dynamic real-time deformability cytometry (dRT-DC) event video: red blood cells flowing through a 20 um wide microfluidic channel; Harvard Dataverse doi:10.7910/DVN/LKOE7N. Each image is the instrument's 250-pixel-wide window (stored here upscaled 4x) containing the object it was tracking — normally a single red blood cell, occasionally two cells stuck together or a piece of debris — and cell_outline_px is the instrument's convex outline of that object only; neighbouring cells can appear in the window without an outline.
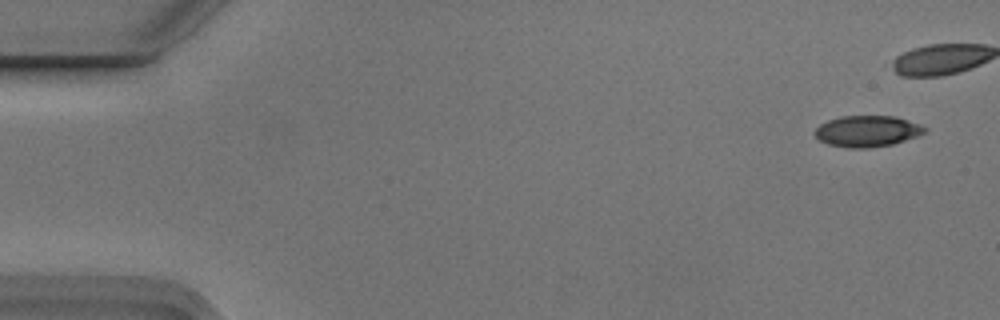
{"species": "Egyptian fruit bat (a non-hibernating species)", "species_latin": "Rousettus aegyptiacus", "temperature_condition": "cold", "stored_images_in_passage": 8, "camera_frame_rate_fps": 3000, "um_per_image_px": 0.085, "animal": {"sex": "male"}, "frame": {"image": 1, "passage_image": 1, "time_ms": 0.0, "image_size_px": [1000, 320], "cell_outline_px": [[928, 128], [924, 132], [916, 136], [892, 144], [868, 148], [848, 148], [828, 144], [820, 140], [812, 132], [820, 124], [828, 120], [840, 116], [896, 116], [920, 124]], "centroid_in_image_um": [73.69, 11.14], "position_along_channel_um": 11.3, "area_um2": 19.94}}